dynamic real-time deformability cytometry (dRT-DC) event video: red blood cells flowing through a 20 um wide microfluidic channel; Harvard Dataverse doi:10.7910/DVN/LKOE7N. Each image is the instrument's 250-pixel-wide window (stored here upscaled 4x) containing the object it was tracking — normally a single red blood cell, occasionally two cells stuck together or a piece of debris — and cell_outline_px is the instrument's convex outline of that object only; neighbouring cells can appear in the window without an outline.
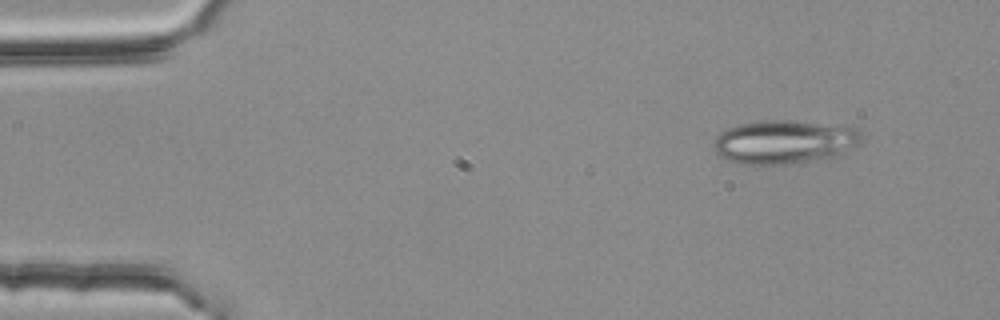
{"species": "common noctule bat (a hibernating species)", "species_latin": "Nyctalus noctula", "temperature_condition": "room temperature", "stored_images_in_passage": 4, "segment_of_instrument_passage": [1, 2], "camera_frame_rate_fps": 3000, "um_per_image_px": 0.085, "animal": {"sex": "female", "body_mass_g": 25.1}, "frame": {"image": 1, "passage_image": 1, "time_ms": 0.0, "image_size_px": [1000, 320], "cell_outline_px": [[864, 136], [860, 144], [836, 156], [788, 164], [748, 164], [724, 160], [716, 152], [712, 144], [716, 136], [720, 132], [728, 128], [740, 124], [756, 120], [792, 120], [852, 124], [860, 128]], "centroid_in_image_um": [66.76, 12.02], "position_along_channel_um": 18.2, "area_um2": 38.67}}